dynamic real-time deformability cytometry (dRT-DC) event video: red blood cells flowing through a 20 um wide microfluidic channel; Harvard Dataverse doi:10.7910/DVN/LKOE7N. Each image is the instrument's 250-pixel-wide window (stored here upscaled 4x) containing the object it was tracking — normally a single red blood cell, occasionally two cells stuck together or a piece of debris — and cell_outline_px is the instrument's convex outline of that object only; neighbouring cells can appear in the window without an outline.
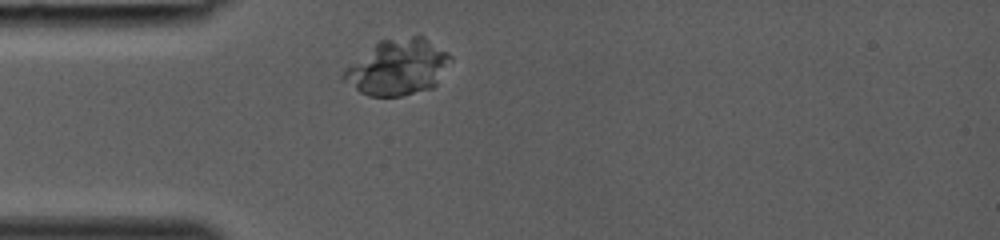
{"species": "common noctule bat (a hibernating species)", "species_latin": "Nyctalus noctula", "temperature_condition": "room temperature", "stored_images_in_passage": 27, "camera_frame_rate_fps": 3000, "um_per_image_px": 0.085, "animal": {"sex": "female", "body_mass_g": 19.0, "forearm_length_mm": 53.3}, "frame": {"image": 1, "passage_image": 2, "time_ms": 0.333, "image_size_px": [1000, 240], "cell_outline_px": [[452, 60], [436, 84], [432, 88], [400, 96], [368, 96], [360, 92], [344, 80], [340, 76], [344, 68], [380, 40], [412, 36], [424, 36], [448, 52], [452, 56]], "centroid_in_image_um": [33.82, 5.7], "position_along_channel_um": 51.2, "area_um2": 34.68}}
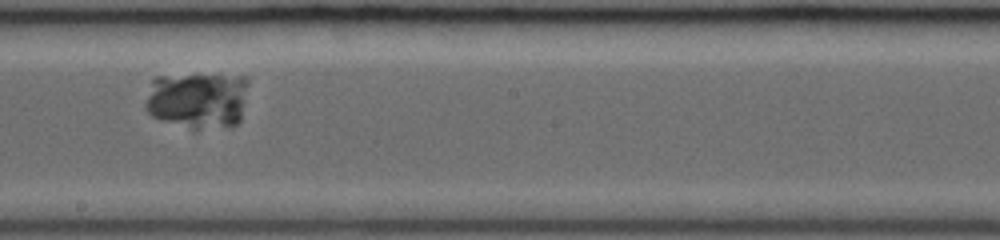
{"frame": {"image": 2, "passage_image": 14, "time_ms": 4.333, "image_size_px": [1000, 240], "cell_outline_px": [[248, 84], [240, 120], [236, 124], [228, 128], [196, 132], [192, 132], [160, 120], [152, 116], [144, 108], [144, 104], [152, 80], [156, 76], [248, 76]], "centroid_in_image_um": [16.79, 8.6], "position_along_channel_um": 231.4, "area_um2": 34.91}}
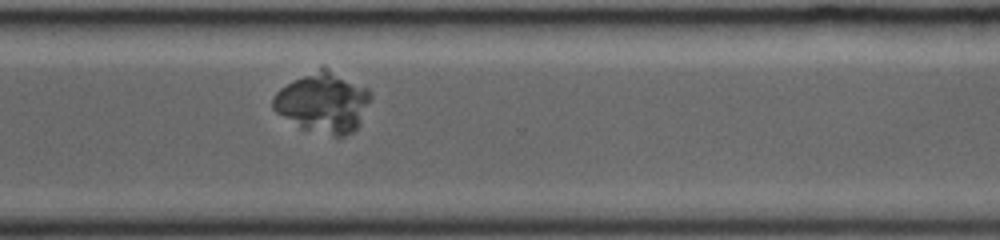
{"frame": {"image": 3, "passage_image": 21, "time_ms": 6.667, "image_size_px": [1000, 240], "cell_outline_px": [[372, 96], [360, 124], [352, 132], [344, 136], [332, 136], [300, 128], [276, 112], [272, 108], [272, 96], [280, 88], [320, 64], [324, 64], [368, 88]], "centroid_in_image_um": [27.47, 8.66], "position_along_channel_um": 343.1, "area_um2": 35.03}}